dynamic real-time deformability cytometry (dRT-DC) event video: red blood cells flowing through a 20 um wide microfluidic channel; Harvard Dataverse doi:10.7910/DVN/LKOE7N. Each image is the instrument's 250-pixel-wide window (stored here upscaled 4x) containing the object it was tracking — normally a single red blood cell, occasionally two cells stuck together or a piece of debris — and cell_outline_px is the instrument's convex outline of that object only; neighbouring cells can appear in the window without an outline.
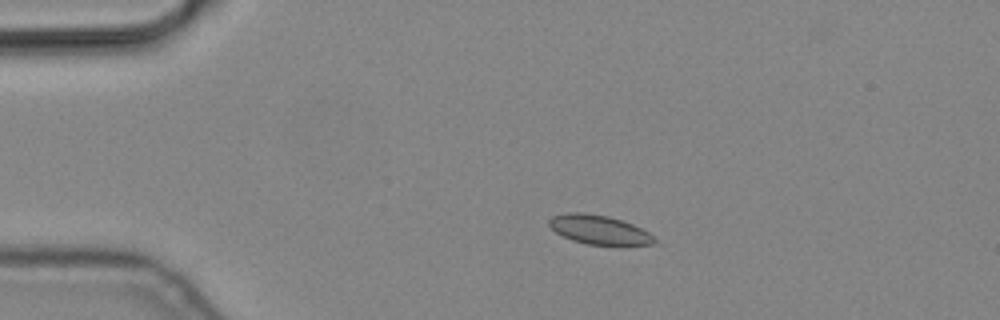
{"species": "common noctule bat (a hibernating species)", "species_latin": "Nyctalus noctula", "temperature_condition": "cold", "stored_images_in_passage": 6, "camera_frame_rate_fps": 3000, "um_per_image_px": 0.085, "animal": {"sex": "male", "body_mass_g": 19.2, "forearm_length_mm": 51.8}, "frame": {"image": 1, "passage_image": 3, "time_ms": 0.667, "image_size_px": [1000, 320], "cell_outline_px": [[656, 240], [652, 244], [588, 244], [572, 240], [556, 232], [548, 224], [548, 220], [552, 216], [568, 212], [584, 212], [608, 216], [632, 224], [648, 232]], "centroid_in_image_um": [50.86, 19.5], "position_along_channel_um": 34.1, "area_um2": 17.46}}
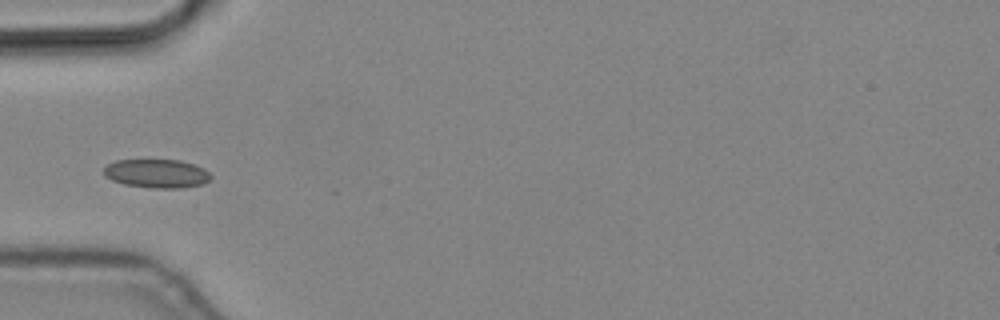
{"frame": {"image": 2, "passage_image": 5, "time_ms": 1.333, "image_size_px": [1000, 320], "cell_outline_px": [[212, 176], [204, 184], [180, 188], [152, 188], [124, 184], [112, 180], [104, 176], [104, 168], [108, 164], [116, 160], [180, 160], [204, 168]], "centroid_in_image_um": [13.32, 14.75], "position_along_channel_um": 71.7, "area_um2": 17.86}}
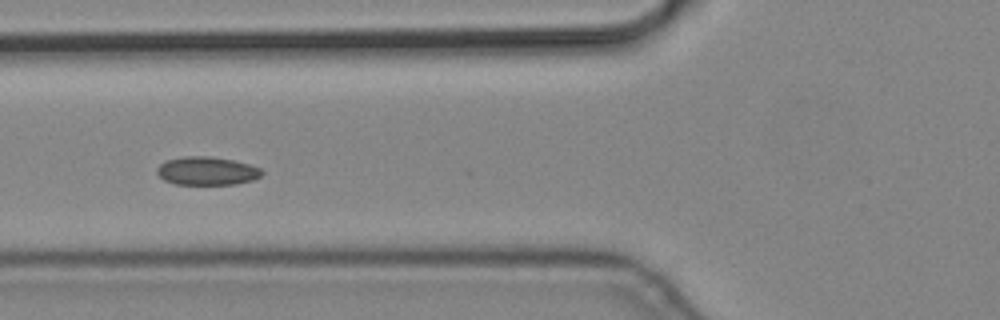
{"frame": {"image": 3, "passage_image": 6, "time_ms": 1.667, "image_size_px": [1000, 320], "cell_outline_px": [[264, 172], [260, 176], [252, 180], [236, 184], [176, 184], [164, 180], [156, 172], [156, 168], [164, 160], [184, 156], [212, 156], [232, 160], [248, 164], [260, 168]], "centroid_in_image_um": [17.56, 14.52], "position_along_channel_um": 108.2, "area_um2": 17.34}}